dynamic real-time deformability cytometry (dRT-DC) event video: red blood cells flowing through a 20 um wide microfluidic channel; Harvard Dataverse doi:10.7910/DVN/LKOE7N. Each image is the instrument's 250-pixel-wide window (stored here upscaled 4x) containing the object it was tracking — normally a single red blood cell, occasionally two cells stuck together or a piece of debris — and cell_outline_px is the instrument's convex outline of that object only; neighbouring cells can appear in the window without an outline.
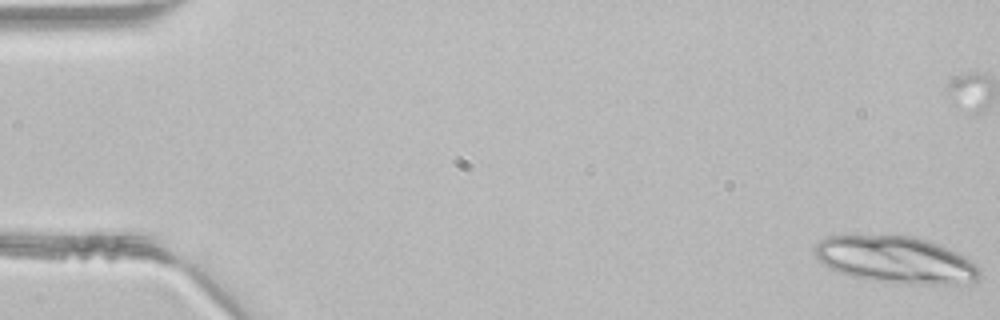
{"species": "common noctule bat (a hibernating species)", "species_latin": "Nyctalus noctula", "temperature_condition": "room temperature", "stored_images_in_passage": 18, "camera_frame_rate_fps": 3000, "um_per_image_px": 0.085, "animal": {"sex": "male", "body_mass_g": 21.5, "forearm_length_mm": 52.0}, "frame": {"image": 1, "passage_image": 1, "time_ms": 0.0, "image_size_px": [1000, 320], "cell_outline_px": [[980, 276], [972, 284], [904, 284], [876, 280], [852, 276], [840, 272], [824, 264], [816, 256], [816, 244], [820, 240], [828, 236], [848, 232], [916, 236], [956, 252], [972, 260], [980, 268]], "centroid_in_image_um": [76.14, 22.04], "position_along_channel_um": 8.9, "area_um2": 45.84}}